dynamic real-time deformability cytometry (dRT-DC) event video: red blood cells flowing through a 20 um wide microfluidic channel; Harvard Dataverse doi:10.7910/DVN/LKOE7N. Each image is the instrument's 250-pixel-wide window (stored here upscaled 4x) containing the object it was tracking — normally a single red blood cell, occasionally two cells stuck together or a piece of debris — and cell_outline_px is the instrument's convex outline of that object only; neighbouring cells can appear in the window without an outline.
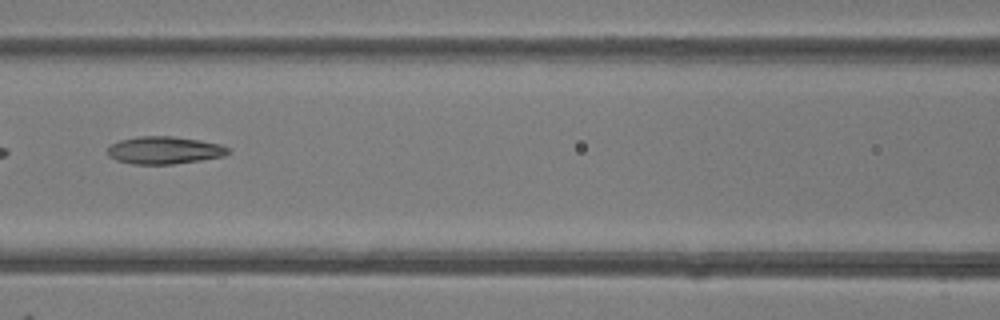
{"species": "common noctule bat (a hibernating species)", "species_latin": "Nyctalus noctula", "temperature_condition": "room temperature", "stored_images_in_passage": 6, "camera_frame_rate_fps": 3000, "um_per_image_px": 0.085, "animal": {"sex": "female"}, "frame": {"image": 1, "passage_image": 6, "time_ms": 6.333, "image_size_px": [1000, 320], "cell_outline_px": [[232, 152], [224, 156], [200, 160], [172, 164], [132, 164], [116, 160], [108, 156], [108, 148], [112, 144], [120, 140], [136, 136], [172, 136], [200, 140], [220, 144], [232, 148]], "centroid_in_image_um": [14.01, 12.76], "position_along_channel_um": 152.6, "area_um2": 19.48}}